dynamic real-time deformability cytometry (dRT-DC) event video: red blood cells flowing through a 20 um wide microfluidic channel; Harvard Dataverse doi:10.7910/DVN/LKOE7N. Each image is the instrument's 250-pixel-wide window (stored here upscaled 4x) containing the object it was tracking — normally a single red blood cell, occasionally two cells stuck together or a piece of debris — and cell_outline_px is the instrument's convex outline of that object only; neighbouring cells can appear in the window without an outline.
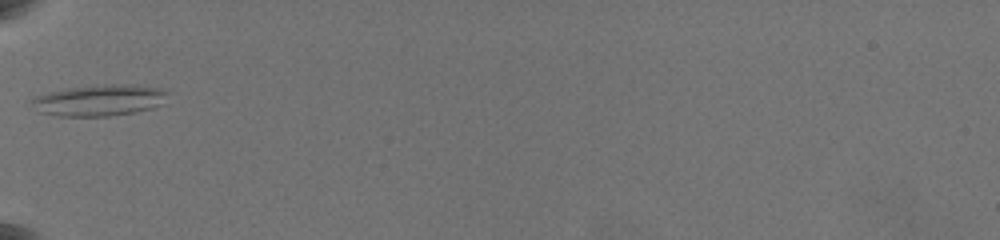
{"species": "common noctule bat (a hibernating species)", "species_latin": "Nyctalus noctula", "temperature_condition": "warm", "stored_images_in_passage": 19, "camera_frame_rate_fps": 3000, "um_per_image_px": 0.085, "animal": {"sex": "female", "body_mass_g": 19.5, "forearm_length_mm": 54.1}, "frame": {"image": 1, "passage_image": 1, "time_ms": 0.0, "image_size_px": [1000, 240], "cell_outline_px": [[168, 92], [160, 104], [152, 108], [136, 112], [108, 116], [56, 116], [40, 112], [28, 100], [44, 92], [64, 88], [104, 84], [136, 84], [164, 88]], "centroid_in_image_um": [8.42, 8.5], "position_along_channel_um": 76.6, "area_um2": 25.14}, "authors_computed_cell_mechanics": {"area_um2": 18.8428, "velocity_mm_per_s": 3.5599, "shape_relaxation_time_tau1_ms": null, "shape_relaxation_time_tau2_ms": 1.1782, "deformation_change_tau1": null, "deformation_change_tau2": 0.0761}}